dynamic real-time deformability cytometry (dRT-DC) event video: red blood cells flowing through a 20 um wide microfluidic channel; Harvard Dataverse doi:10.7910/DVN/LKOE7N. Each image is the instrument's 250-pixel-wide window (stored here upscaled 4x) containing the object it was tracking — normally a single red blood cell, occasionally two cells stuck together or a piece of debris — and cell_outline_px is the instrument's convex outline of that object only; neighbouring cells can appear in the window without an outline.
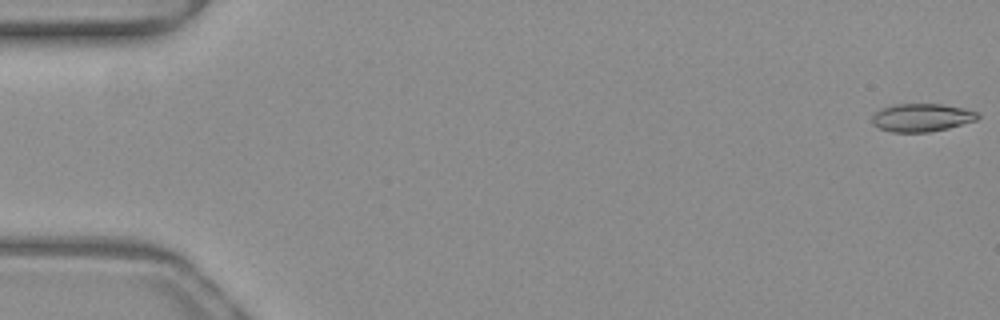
{"species": "common noctule bat (a hibernating species)", "species_latin": "Nyctalus noctula", "temperature_condition": "warm", "stored_images_in_passage": 52, "camera_frame_rate_fps": 3000, "um_per_image_px": 0.085, "animal": {"sex": "female", "body_mass_g": 19.3, "forearm_length_mm": 54.1}, "frame": {"image": 1, "passage_image": 1, "time_ms": 0.0, "image_size_px": [1000, 320], "cell_outline_px": [[980, 116], [976, 120], [948, 128], [928, 132], [892, 132], [880, 128], [872, 124], [872, 116], [880, 108], [892, 104], [944, 104], [964, 108], [980, 112]], "centroid_in_image_um": [78.35, 9.98], "position_along_channel_um": 6.6, "area_um2": 17.4}}
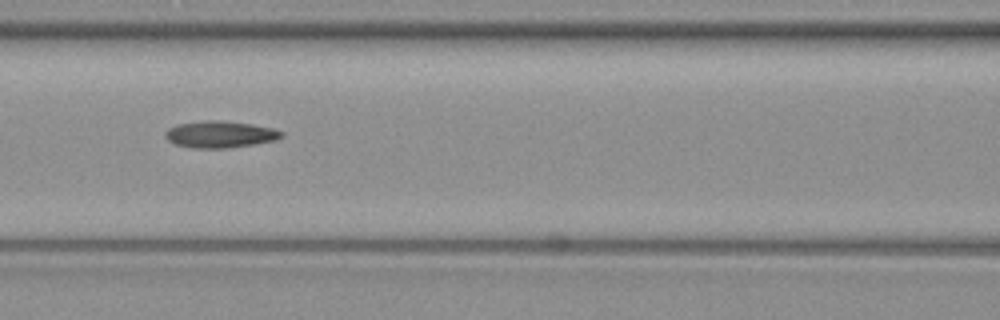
{"frame": {"image": 2, "passage_image": 23, "time_ms": 7.333, "image_size_px": [1000, 320], "cell_outline_px": [[284, 136], [276, 140], [256, 144], [228, 148], [192, 148], [176, 144], [168, 140], [164, 136], [164, 132], [168, 128], [176, 124], [204, 120], [220, 120], [252, 124], [272, 128], [284, 132]], "centroid_in_image_um": [18.7, 11.42], "position_along_channel_um": 147.9, "area_um2": 18.32}}
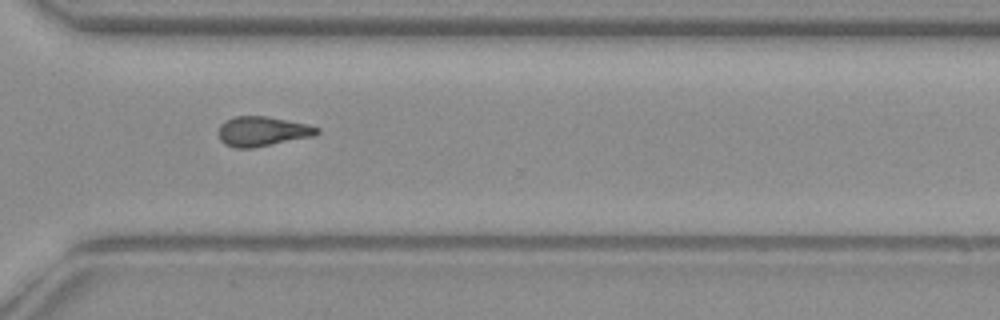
{"frame": {"image": 3, "passage_image": 38, "time_ms": 12.333, "image_size_px": [1000, 320], "cell_outline_px": [[320, 132], [312, 136], [256, 148], [232, 148], [224, 144], [220, 140], [216, 132], [220, 124], [224, 120], [236, 116], [268, 116], [308, 124], [320, 128]], "centroid_in_image_um": [22.25, 11.17], "position_along_channel_um": 348.4, "area_um2": 17.46}, "authors_computed_cell_mechanics": {"area_um2": 17.3978, "velocity_mm_per_s": 4.0175, "shape_relaxation_time_tau1_ms": null, "shape_relaxation_time_tau2_ms": 3.9282, "deformation_change_tau1": null, "deformation_change_tau2": 0.1356}}